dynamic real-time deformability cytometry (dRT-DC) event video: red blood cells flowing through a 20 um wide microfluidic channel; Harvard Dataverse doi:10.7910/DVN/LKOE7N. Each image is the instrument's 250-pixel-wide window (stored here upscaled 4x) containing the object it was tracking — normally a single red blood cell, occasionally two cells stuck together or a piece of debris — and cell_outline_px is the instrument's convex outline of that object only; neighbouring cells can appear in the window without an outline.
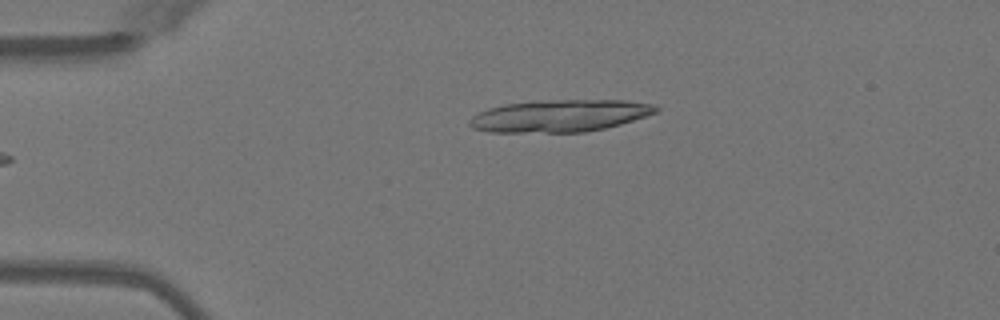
{"species": "Egyptian fruit bat (a non-hibernating species)", "species_latin": "Rousettus aegyptiacus", "temperature_condition": "warm", "stored_images_in_passage": 9, "camera_frame_rate_fps": 3000, "um_per_image_px": 0.085, "animal": {"sex": "female"}, "frame": {"image": 1, "passage_image": 2, "time_ms": 0.333, "image_size_px": [1000, 320], "cell_outline_px": [[660, 108], [656, 112], [620, 124], [604, 128], [584, 132], [488, 132], [472, 128], [468, 124], [468, 120], [472, 116], [488, 108], [504, 104], [552, 100], [628, 100], [656, 104]], "centroid_in_image_um": [47.57, 9.84], "position_along_channel_um": 37.4, "area_um2": 34.85}}